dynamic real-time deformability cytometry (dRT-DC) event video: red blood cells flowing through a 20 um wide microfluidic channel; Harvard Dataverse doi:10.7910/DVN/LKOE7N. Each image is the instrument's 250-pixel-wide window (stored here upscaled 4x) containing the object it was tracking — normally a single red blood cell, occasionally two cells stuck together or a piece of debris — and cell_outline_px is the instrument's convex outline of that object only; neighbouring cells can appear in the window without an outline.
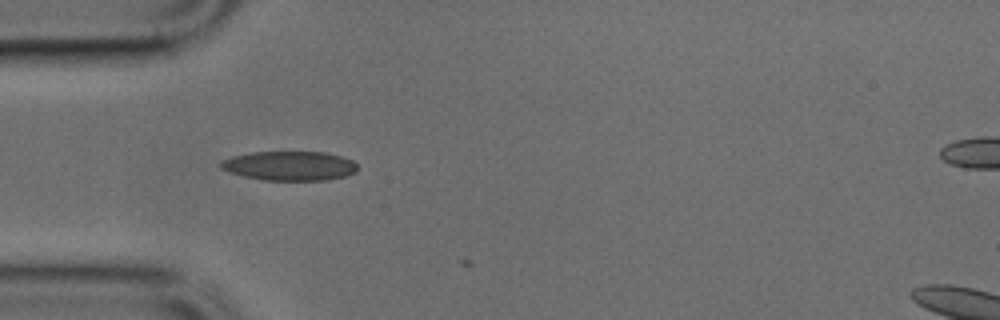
{"species": "common noctule bat (a hibernating species)", "species_latin": "Nyctalus noctula", "temperature_condition": "cold", "stored_images_in_passage": 2, "camera_frame_rate_fps": 3000, "um_per_image_px": 0.085, "animal": {"sex": "male", "body_mass_g": 17.9, "forearm_length_mm": 54.2}, "frame": {"image": 1, "passage_image": 1, "time_ms": 0.0, "image_size_px": [1000, 320], "cell_outline_px": [[356, 172], [344, 176], [328, 180], [264, 180], [244, 176], [220, 168], [220, 160], [232, 156], [252, 152], [324, 152], [340, 156], [352, 160], [356, 164]], "centroid_in_image_um": [24.6, 14.09], "position_along_channel_um": 60.4, "area_um2": 23.24}}